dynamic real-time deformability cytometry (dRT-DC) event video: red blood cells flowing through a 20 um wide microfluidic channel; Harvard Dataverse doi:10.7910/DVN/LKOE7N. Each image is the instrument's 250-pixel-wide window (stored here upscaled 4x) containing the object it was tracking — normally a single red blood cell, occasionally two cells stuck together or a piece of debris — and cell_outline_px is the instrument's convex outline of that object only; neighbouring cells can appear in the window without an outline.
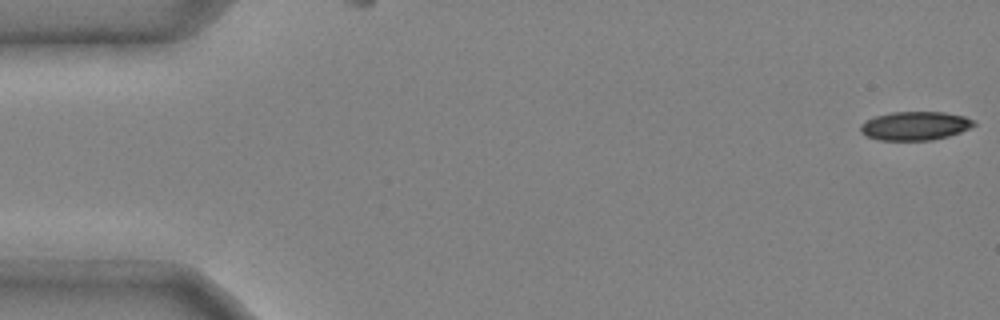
{"species": "common noctule bat (a hibernating species)", "species_latin": "Nyctalus noctula", "temperature_condition": "cold", "stored_images_in_passage": 46, "camera_frame_rate_fps": 3000, "um_per_image_px": 0.085, "animal": {"sex": "male", "body_mass_g": 20.4}, "frame": {"image": 1, "passage_image": 1, "time_ms": 0.0, "image_size_px": [1000, 320], "cell_outline_px": [[976, 124], [960, 132], [948, 136], [932, 140], [880, 140], [868, 136], [860, 132], [860, 124], [864, 120], [872, 116], [892, 112], [944, 112], [964, 116], [976, 120]], "centroid_in_image_um": [77.75, 10.68], "position_along_channel_um": 7.2, "area_um2": 19.07}}
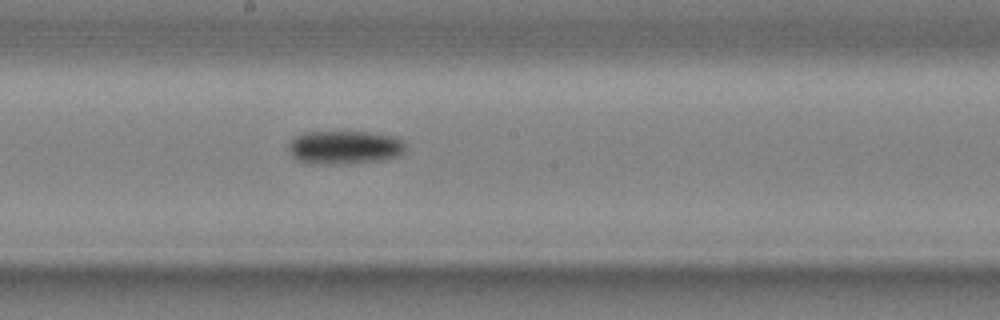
{"frame": {"image": 2, "passage_image": 27, "time_ms": 8.667, "image_size_px": [1000, 320], "cell_outline_px": [[408, 148], [404, 152], [396, 156], [384, 160], [348, 164], [308, 164], [296, 160], [288, 152], [288, 144], [296, 136], [304, 132], [368, 132], [396, 136], [404, 140]], "centroid_in_image_um": [29.3, 12.54], "position_along_channel_um": 218.9, "area_um2": 23.41}}
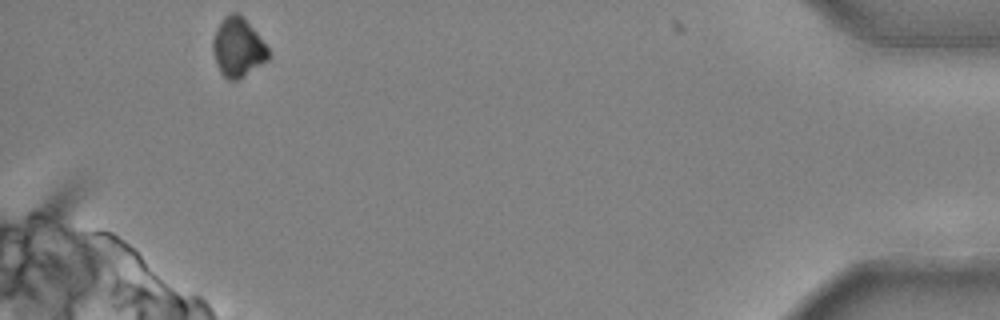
{"frame": {"image": 3, "passage_image": 46, "time_ms": 15.0, "image_size_px": [1000, 320], "cell_outline_px": [[268, 60], [244, 76], [236, 80], [228, 80], [220, 72], [216, 64], [212, 48], [212, 40], [224, 16], [232, 12], [236, 12], [256, 32], [268, 48]], "centroid_in_image_um": [20.2, 4.06], "position_along_channel_um": 415.0, "area_um2": 18.67}, "authors_computed_cell_mechanics": {"area_um2": 21.3571, "velocity_mm_per_s": 3.988, "shape_relaxation_time_tau1_ms": 9.9503, "shape_relaxation_time_tau2_ms": null, "deformation_change_tau1": 0.1986, "deformation_change_tau2": null}}